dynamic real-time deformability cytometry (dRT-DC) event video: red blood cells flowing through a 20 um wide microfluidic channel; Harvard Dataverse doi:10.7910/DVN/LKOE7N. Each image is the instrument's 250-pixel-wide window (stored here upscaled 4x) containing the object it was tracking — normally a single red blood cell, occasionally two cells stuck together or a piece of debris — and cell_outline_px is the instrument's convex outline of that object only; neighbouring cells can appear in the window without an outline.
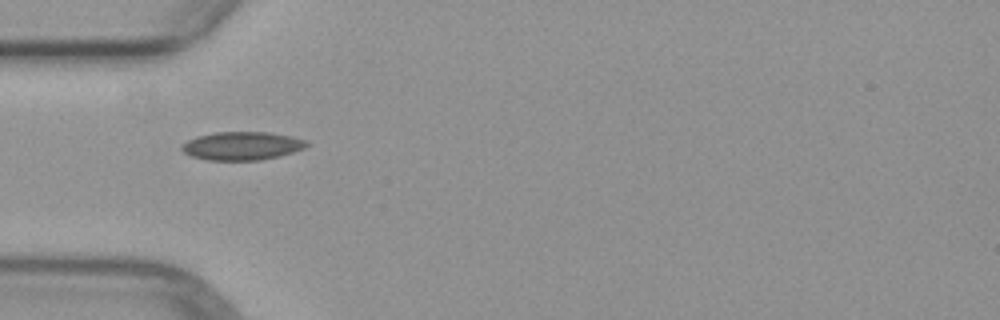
{"species": "common noctule bat (a hibernating species)", "species_latin": "Nyctalus noctula", "temperature_condition": "warm", "stored_images_in_passage": 1, "camera_frame_rate_fps": 3000, "um_per_image_px": 0.085, "animal": {"sex": "female", "body_mass_g": 29.2, "forearm_length_mm": 56.3}, "frame": {"image": 1, "passage_image": 1, "time_ms": 0.0, "image_size_px": [1000, 320], "cell_outline_px": [[308, 144], [304, 148], [280, 156], [260, 160], [208, 160], [192, 156], [184, 152], [180, 148], [188, 140], [196, 136], [216, 132], [268, 132], [292, 136], [304, 140]], "centroid_in_image_um": [20.56, 12.39], "position_along_channel_um": 64.4, "area_um2": 20.46}}